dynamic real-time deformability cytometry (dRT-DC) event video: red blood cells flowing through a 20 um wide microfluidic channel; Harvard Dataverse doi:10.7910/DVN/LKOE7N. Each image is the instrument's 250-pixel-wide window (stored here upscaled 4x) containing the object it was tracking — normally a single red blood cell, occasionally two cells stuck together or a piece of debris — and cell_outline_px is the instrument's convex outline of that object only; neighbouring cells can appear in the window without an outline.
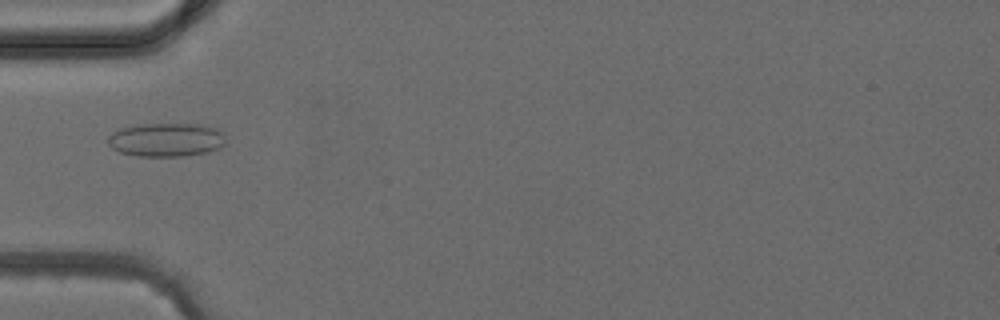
{"species": "common noctule bat (a hibernating species)", "species_latin": "Nyctalus noctula", "temperature_condition": "cold", "stored_images_in_passage": 3, "camera_frame_rate_fps": 3000, "um_per_image_px": 0.085, "animal": {"sex": "female", "body_mass_g": 24.6, "forearm_length_mm": 56.2}, "frame": {"image": 1, "passage_image": 2, "time_ms": 1.333, "image_size_px": [1000, 320], "cell_outline_px": [[224, 144], [220, 148], [208, 152], [188, 156], [136, 156], [120, 152], [112, 148], [108, 144], [108, 136], [116, 128], [136, 124], [204, 124], [216, 128], [224, 136]], "centroid_in_image_um": [14.1, 11.87], "position_along_channel_um": 70.9, "area_um2": 23.47}}
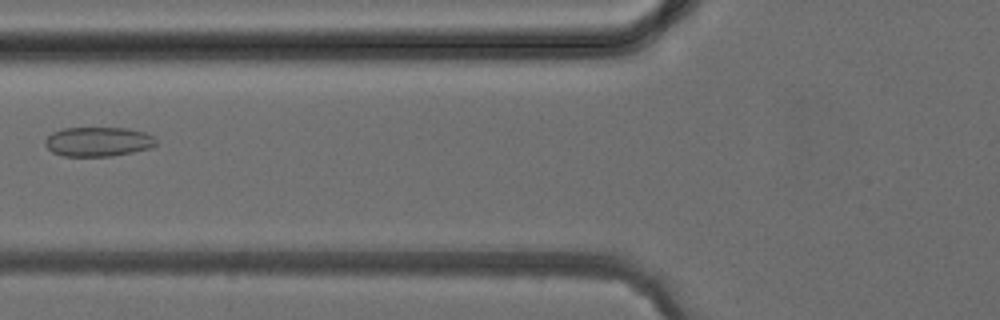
{"frame": {"image": 2, "passage_image": 3, "time_ms": 2.333, "image_size_px": [1000, 320], "cell_outline_px": [[156, 144], [152, 148], [112, 156], [64, 156], [52, 152], [44, 144], [44, 140], [52, 132], [64, 128], [128, 128], [144, 132], [152, 136], [156, 140]], "centroid_in_image_um": [8.33, 12.04], "position_along_channel_um": 117.5, "area_um2": 19.07}}